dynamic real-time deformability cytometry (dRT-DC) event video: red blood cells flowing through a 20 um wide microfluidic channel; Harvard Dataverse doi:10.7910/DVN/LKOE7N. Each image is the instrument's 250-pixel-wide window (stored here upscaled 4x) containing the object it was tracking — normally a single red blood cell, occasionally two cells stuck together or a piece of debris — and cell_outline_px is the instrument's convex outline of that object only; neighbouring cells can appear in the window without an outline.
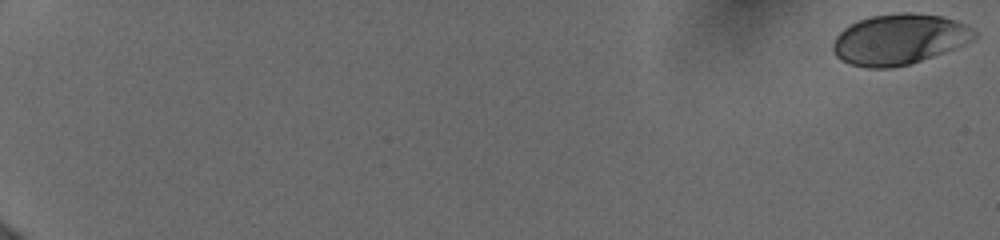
{"species": "human", "species_latin": "Homo sapiens", "temperature_condition": "cold", "stored_images_in_passage": 21, "camera_frame_rate_fps": 3000, "um_per_image_px": 0.085, "donor": {"sex": "female"}, "frame": {"image": 1, "passage_image": 1, "time_ms": 0.0, "image_size_px": [1000, 240], "cell_outline_px": [[980, 36], [964, 44], [932, 56], [908, 64], [892, 68], [868, 68], [848, 64], [840, 60], [836, 56], [832, 48], [832, 44], [836, 36], [844, 28], [860, 20], [872, 16], [900, 12], [912, 12], [944, 16], [956, 20], [972, 28]], "centroid_in_image_um": [76.43, 3.34], "position_along_channel_um": 8.6, "area_um2": 41.67}}
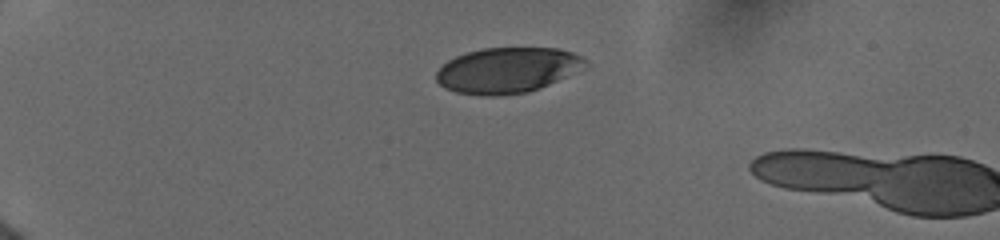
{"frame": {"image": 2, "passage_image": 18, "time_ms": 5.0, "image_size_px": [1000, 240], "cell_outline_px": [[588, 64], [540, 88], [528, 92], [500, 96], [480, 96], [456, 92], [444, 88], [436, 80], [436, 72], [448, 60], [456, 56], [468, 52], [484, 48], [556, 48], [572, 52], [588, 60]], "centroid_in_image_um": [43.08, 5.98], "position_along_channel_um": 41.9, "area_um2": 39.25}}